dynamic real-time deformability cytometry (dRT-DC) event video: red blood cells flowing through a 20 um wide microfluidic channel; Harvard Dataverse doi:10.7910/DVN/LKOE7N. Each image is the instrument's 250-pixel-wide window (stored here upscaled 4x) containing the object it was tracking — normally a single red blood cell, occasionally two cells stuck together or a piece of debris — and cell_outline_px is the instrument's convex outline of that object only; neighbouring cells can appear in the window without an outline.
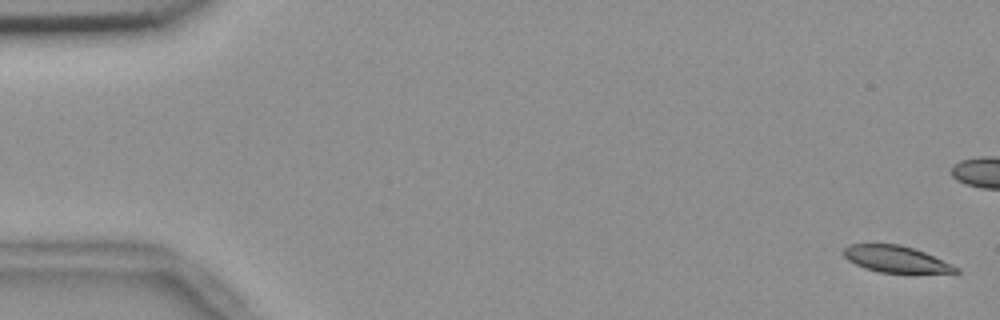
{"species": "common noctule bat (a hibernating species)", "species_latin": "Nyctalus noctula", "temperature_condition": "room temperature", "stored_images_in_passage": 7, "camera_frame_rate_fps": 3000, "um_per_image_px": 0.085, "animal": {"sex": "female", "body_mass_g": 18.4}, "frame": {"image": 1, "passage_image": 1, "time_ms": 0.0, "image_size_px": [1000, 320], "cell_outline_px": [[960, 272], [880, 272], [864, 268], [848, 260], [844, 256], [844, 248], [848, 244], [900, 244], [924, 252], [952, 264], [960, 268]], "centroid_in_image_um": [76.13, 22.01], "position_along_channel_um": 8.9, "area_um2": 17.05}}